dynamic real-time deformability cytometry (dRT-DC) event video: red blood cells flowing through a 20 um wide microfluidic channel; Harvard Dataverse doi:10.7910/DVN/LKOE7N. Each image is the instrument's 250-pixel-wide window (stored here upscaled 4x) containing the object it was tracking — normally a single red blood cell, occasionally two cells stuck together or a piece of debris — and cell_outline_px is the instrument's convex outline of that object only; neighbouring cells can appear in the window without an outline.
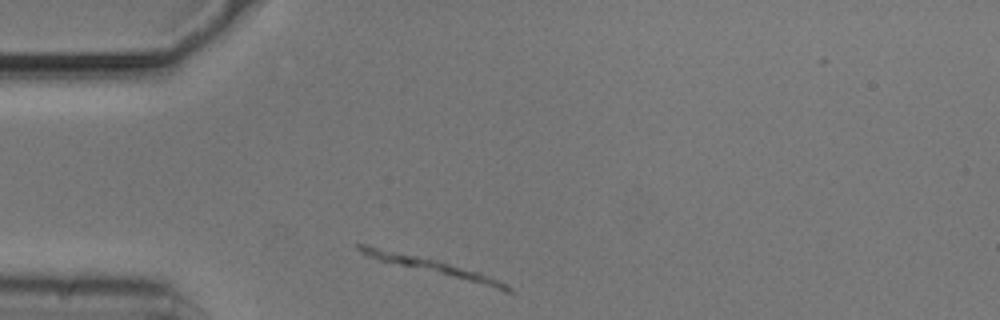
{"species": "common noctule bat (a hibernating species)", "species_latin": "Nyctalus noctula", "temperature_condition": "cold", "stored_images_in_passage": 4, "camera_frame_rate_fps": 3000, "um_per_image_px": 0.085, "animal": {"sex": "male", "body_mass_g": 20.5, "forearm_length_mm": 52.5}, "frame": {"image": 1, "passage_image": 1, "time_ms": 0.0, "image_size_px": [1000, 320], "cell_outline_px": [[516, 292], [504, 292], [380, 260], [368, 256], [360, 252], [356, 248], [356, 244], [364, 244], [436, 260], [480, 272], [512, 288]], "centroid_in_image_um": [36.85, 22.71], "position_along_channel_um": 48.2, "area_um2": 13.99}}